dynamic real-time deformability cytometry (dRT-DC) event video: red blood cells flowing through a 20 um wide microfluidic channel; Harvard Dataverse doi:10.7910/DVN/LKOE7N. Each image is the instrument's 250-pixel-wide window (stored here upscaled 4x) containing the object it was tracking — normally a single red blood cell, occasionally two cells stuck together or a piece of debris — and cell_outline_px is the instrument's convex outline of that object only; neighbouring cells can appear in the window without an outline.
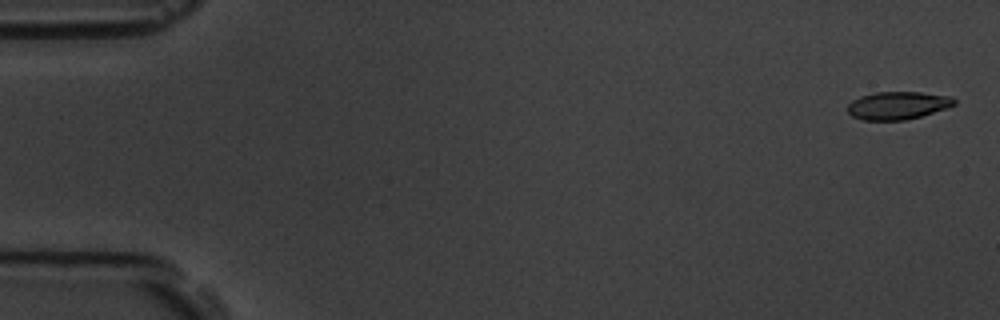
{"species": "common noctule bat (a hibernating species)", "species_latin": "Nyctalus noctula", "temperature_condition": "room temperature", "stored_images_in_passage": 8, "camera_frame_rate_fps": 3000, "um_per_image_px": 0.085, "animal": {"sex": "male", "body_mass_g": 19.5, "forearm_length_mm": 54.6}, "frame": {"image": 1, "passage_image": 1, "time_ms": 0.0, "image_size_px": [1000, 320], "cell_outline_px": [[956, 104], [948, 108], [920, 116], [904, 120], [864, 120], [852, 116], [848, 112], [848, 104], [852, 100], [860, 96], [876, 92], [920, 92], [952, 96], [956, 100]], "centroid_in_image_um": [76.33, 8.95], "position_along_channel_um": 8.7, "area_um2": 17.34}}
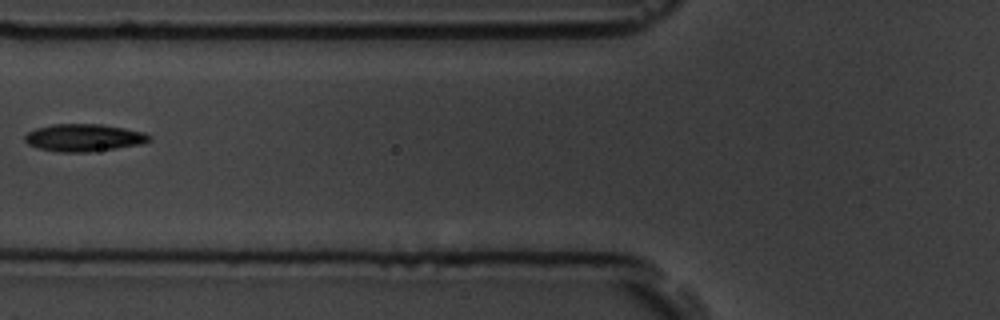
{"frame": {"image": 2, "passage_image": 7, "time_ms": 7.0, "image_size_px": [1000, 320], "cell_outline_px": [[152, 140], [140, 144], [116, 148], [88, 152], [60, 152], [36, 148], [28, 144], [24, 140], [24, 136], [28, 132], [36, 128], [56, 124], [100, 124], [124, 128], [144, 132], [152, 136]], "centroid_in_image_um": [7.12, 11.7], "position_along_channel_um": 118.7, "area_um2": 19.88}}
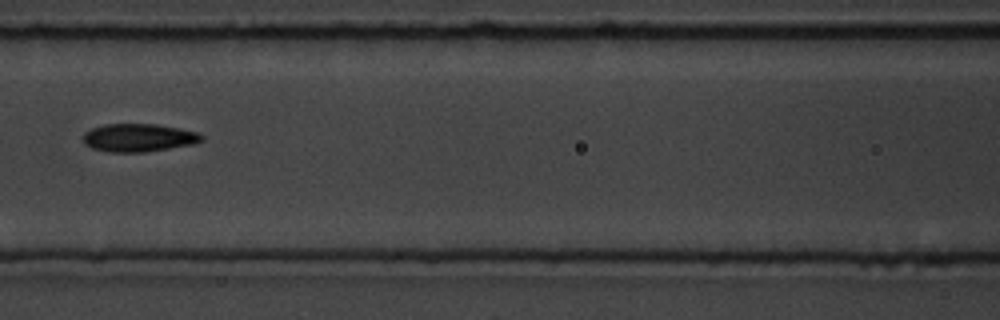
{"frame": {"image": 3, "passage_image": 8, "time_ms": 8.0, "image_size_px": [1000, 320], "cell_outline_px": [[204, 140], [192, 144], [144, 152], [108, 152], [92, 148], [84, 144], [84, 132], [92, 128], [104, 124], [156, 124], [200, 132], [204, 136]], "centroid_in_image_um": [11.79, 11.7], "position_along_channel_um": 154.8, "area_um2": 19.36}}